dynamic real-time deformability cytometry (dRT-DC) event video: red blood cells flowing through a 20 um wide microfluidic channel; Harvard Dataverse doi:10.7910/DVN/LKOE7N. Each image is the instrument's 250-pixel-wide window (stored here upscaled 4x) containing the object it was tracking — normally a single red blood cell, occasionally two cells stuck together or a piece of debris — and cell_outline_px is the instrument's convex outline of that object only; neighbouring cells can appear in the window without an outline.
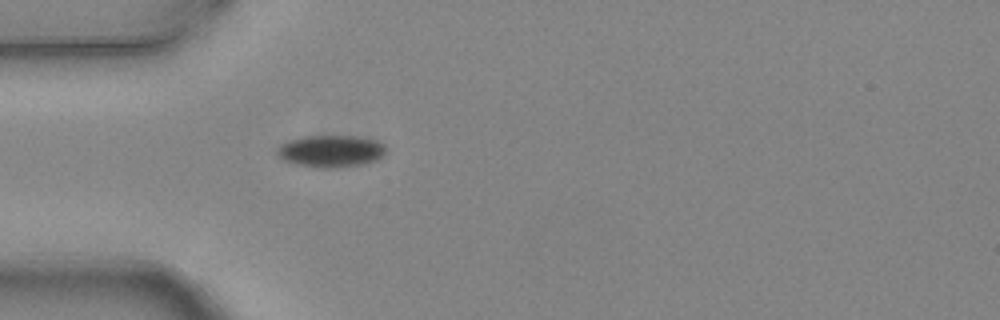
{"species": "common noctule bat (a hibernating species)", "species_latin": "Nyctalus noctula", "temperature_condition": "warm", "stored_images_in_passage": 3, "camera_frame_rate_fps": 3000, "um_per_image_px": 0.085, "animal": {"sex": "female", "body_mass_g": 24.6, "forearm_length_mm": 56.2}, "frame": {"image": 1, "passage_image": 3, "time_ms": 0.667, "image_size_px": [1000, 320], "cell_outline_px": [[384, 152], [376, 160], [360, 164], [292, 164], [284, 160], [276, 152], [276, 148], [280, 144], [288, 140], [304, 136], [356, 136], [376, 140], [384, 144]], "centroid_in_image_um": [28.08, 12.77], "position_along_channel_um": 56.9, "area_um2": 19.07}}